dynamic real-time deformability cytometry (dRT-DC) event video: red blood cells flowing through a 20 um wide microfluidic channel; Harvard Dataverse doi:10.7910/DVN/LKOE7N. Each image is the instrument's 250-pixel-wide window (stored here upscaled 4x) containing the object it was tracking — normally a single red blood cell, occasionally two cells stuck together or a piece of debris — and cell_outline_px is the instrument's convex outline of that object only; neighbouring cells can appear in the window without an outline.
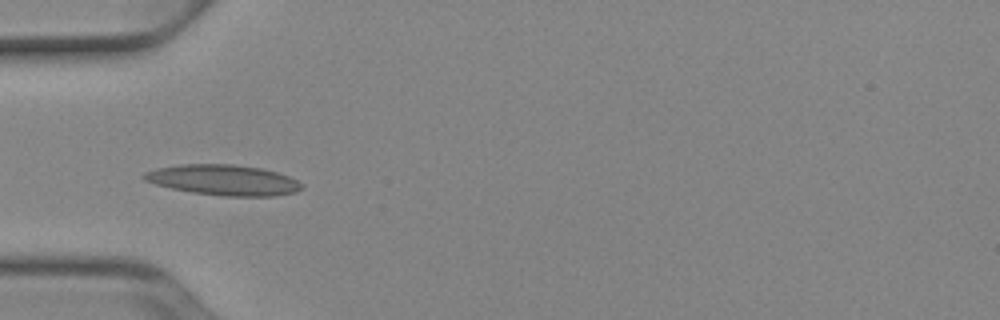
{"species": "Egyptian fruit bat (a non-hibernating species)", "species_latin": "Rousettus aegyptiacus", "temperature_condition": "cold", "stored_images_in_passage": 10, "camera_frame_rate_fps": 3000, "um_per_image_px": 0.085, "animal": {"sex": "female"}, "frame": {"image": 1, "passage_image": 4, "time_ms": 1.0, "image_size_px": [1000, 320], "cell_outline_px": [[304, 188], [296, 192], [276, 196], [224, 196], [192, 192], [172, 188], [156, 184], [144, 180], [140, 176], [144, 172], [156, 168], [180, 164], [232, 164], [260, 168], [276, 172], [288, 176], [304, 184]], "centroid_in_image_um": [19.0, 15.3], "position_along_channel_um": 66.0, "area_um2": 28.09}}
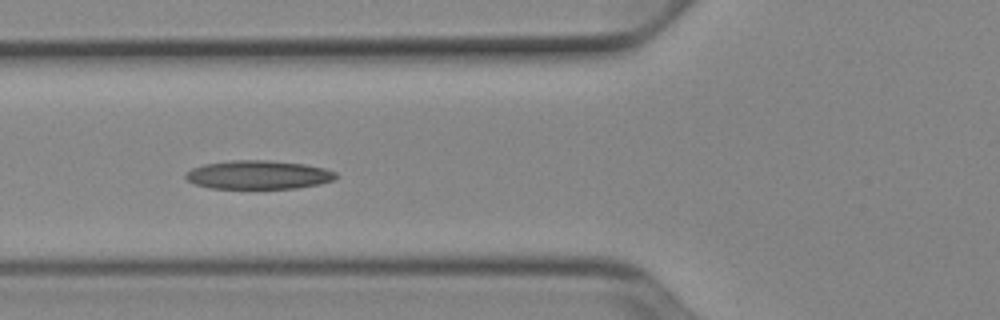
{"frame": {"image": 2, "passage_image": 7, "time_ms": 2.0, "image_size_px": [1000, 320], "cell_outline_px": [[336, 176], [332, 180], [320, 184], [296, 188], [208, 188], [192, 184], [184, 176], [184, 172], [192, 168], [204, 164], [232, 160], [268, 160], [304, 164], [324, 168], [336, 172]], "centroid_in_image_um": [21.9, 14.86], "position_along_channel_um": 103.9, "area_um2": 25.14}}